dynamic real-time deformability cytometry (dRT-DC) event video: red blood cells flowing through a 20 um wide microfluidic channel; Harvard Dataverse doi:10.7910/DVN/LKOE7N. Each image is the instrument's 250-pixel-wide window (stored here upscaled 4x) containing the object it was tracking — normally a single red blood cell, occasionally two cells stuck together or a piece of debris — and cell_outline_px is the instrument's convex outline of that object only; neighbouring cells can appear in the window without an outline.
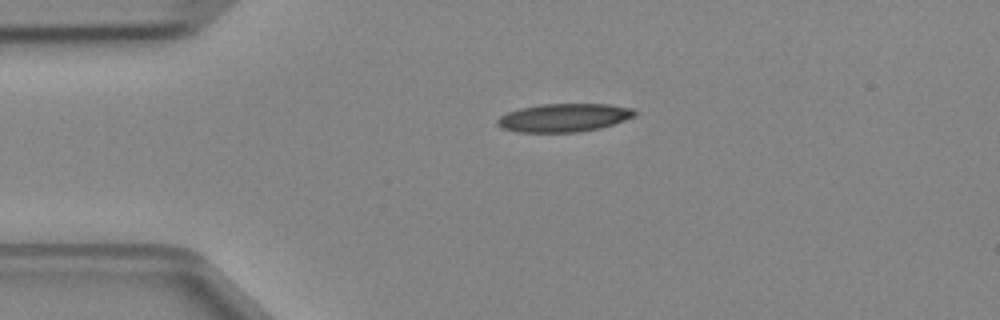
{"species": "Egyptian fruit bat (a non-hibernating species)", "species_latin": "Rousettus aegyptiacus", "temperature_condition": "cold", "stored_images_in_passage": 1, "camera_frame_rate_fps": 3000, "um_per_image_px": 0.085, "animal": {"sex": "female"}, "frame": {"image": 1, "passage_image": 1, "time_ms": 0.0, "image_size_px": [1000, 320], "cell_outline_px": [[636, 116], [600, 128], [580, 132], [516, 132], [500, 128], [496, 124], [496, 120], [500, 116], [508, 112], [520, 108], [540, 104], [608, 104], [632, 108], [636, 112]], "centroid_in_image_um": [47.9, 10.0], "position_along_channel_um": 37.1, "area_um2": 22.72}}